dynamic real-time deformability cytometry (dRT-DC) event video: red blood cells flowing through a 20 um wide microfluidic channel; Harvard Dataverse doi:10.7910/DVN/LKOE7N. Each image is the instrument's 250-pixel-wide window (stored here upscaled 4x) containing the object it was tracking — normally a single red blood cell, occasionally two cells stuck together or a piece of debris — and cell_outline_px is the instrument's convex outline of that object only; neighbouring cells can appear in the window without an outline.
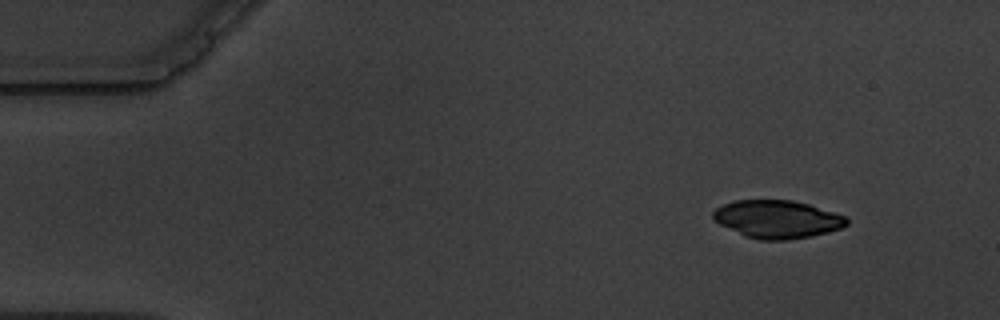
{"species": "common noctule bat (a hibernating species)", "species_latin": "Nyctalus noctula", "temperature_condition": "warm", "stored_images_in_passage": 3, "camera_frame_rate_fps": 3000, "um_per_image_px": 0.085, "animal": {"sex": "male", "body_mass_g": 19.5, "forearm_length_mm": 54.6}, "frame": {"image": 1, "passage_image": 1, "time_ms": 0.0, "image_size_px": [1000, 320], "cell_outline_px": [[848, 224], [840, 228], [828, 232], [812, 236], [788, 240], [760, 240], [744, 236], [720, 224], [712, 216], [712, 212], [716, 208], [732, 200], [792, 200], [808, 204], [844, 216], [848, 220]], "centroid_in_image_um": [66.04, 18.63], "position_along_channel_um": 19.0, "area_um2": 29.36}}